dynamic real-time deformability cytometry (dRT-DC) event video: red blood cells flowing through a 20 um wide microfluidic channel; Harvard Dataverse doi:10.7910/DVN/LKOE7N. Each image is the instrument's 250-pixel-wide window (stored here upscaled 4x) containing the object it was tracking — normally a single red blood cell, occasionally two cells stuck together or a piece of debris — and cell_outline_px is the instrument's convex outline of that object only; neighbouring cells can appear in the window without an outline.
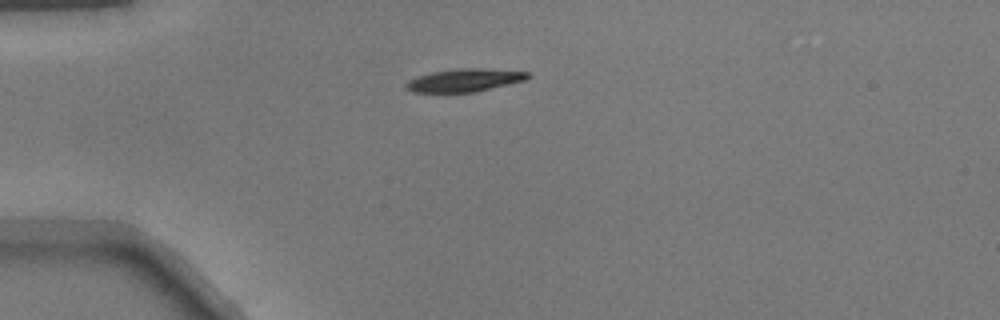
{"species": "common noctule bat (a hibernating species)", "species_latin": "Nyctalus noctula", "temperature_condition": "warm", "stored_images_in_passage": 38, "camera_frame_rate_fps": 3000, "um_per_image_px": 0.085, "animal": {"sex": "male", "body_mass_g": 17.9}, "frame": {"image": 1, "passage_image": 1, "time_ms": 0.0, "image_size_px": [1000, 320], "cell_outline_px": [[532, 76], [524, 80], [476, 92], [412, 92], [404, 84], [408, 80], [432, 72], [460, 68], [476, 68], [528, 72]], "centroid_in_image_um": [39.49, 6.82], "position_along_channel_um": 45.5, "area_um2": 15.95}}
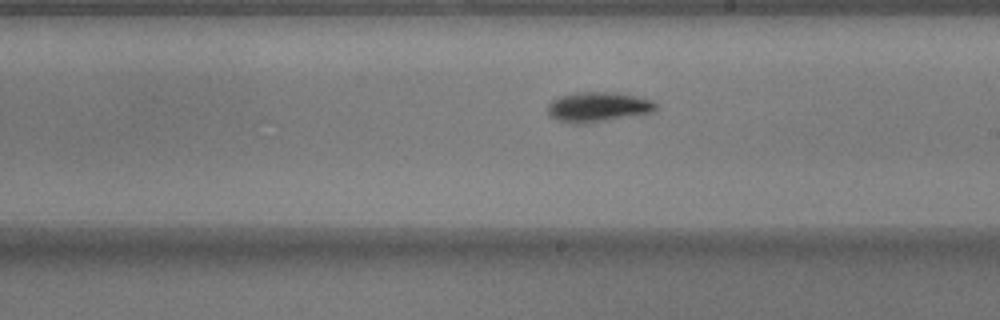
{"frame": {"image": 2, "passage_image": 17, "time_ms": 5.333, "image_size_px": [1000, 320], "cell_outline_px": [[656, 112], [588, 124], [572, 124], [556, 120], [548, 116], [548, 104], [552, 100], [560, 96], [576, 92], [616, 92], [636, 96], [652, 100], [656, 104]], "centroid_in_image_um": [50.82, 9.11], "position_along_channel_um": 238.2, "area_um2": 19.31}}
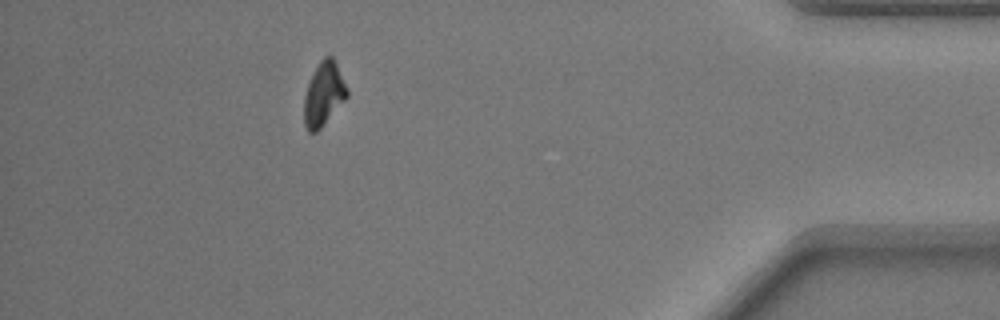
{"frame": {"image": 3, "passage_image": 33, "time_ms": 10.667, "image_size_px": [1000, 320], "cell_outline_px": [[348, 96], [320, 128], [316, 132], [308, 132], [304, 124], [304, 96], [308, 84], [320, 60], [324, 56], [332, 56], [348, 88]], "centroid_in_image_um": [27.51, 8.0], "position_along_channel_um": 407.7, "area_um2": 15.66}}